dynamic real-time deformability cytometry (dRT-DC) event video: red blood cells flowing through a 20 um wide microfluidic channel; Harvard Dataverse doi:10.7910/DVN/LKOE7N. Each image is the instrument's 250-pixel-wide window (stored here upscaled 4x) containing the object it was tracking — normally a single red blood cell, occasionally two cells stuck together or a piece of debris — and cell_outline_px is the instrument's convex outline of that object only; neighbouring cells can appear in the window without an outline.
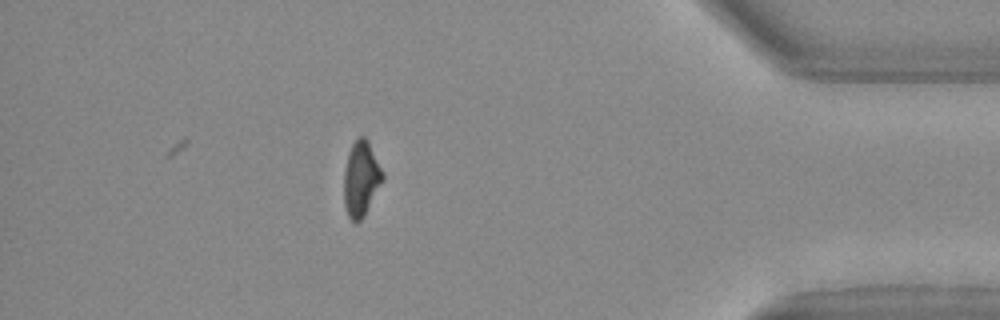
{"species": "Egyptian fruit bat (a non-hibernating species)", "species_latin": "Rousettus aegyptiacus", "temperature_condition": "warm", "stored_images_in_passage": 22, "camera_frame_rate_fps": 3000, "um_per_image_px": 0.085, "animal": {"sex": "female"}, "frame": {"image": 1, "passage_image": 22, "time_ms": 7.0, "image_size_px": [1000, 320], "cell_outline_px": [[384, 180], [360, 220], [352, 220], [348, 216], [344, 208], [344, 172], [348, 152], [352, 144], [360, 136], [364, 136], [368, 140], [384, 172]], "centroid_in_image_um": [30.69, 15.15], "position_along_channel_um": 404.5, "area_um2": 16.82}}